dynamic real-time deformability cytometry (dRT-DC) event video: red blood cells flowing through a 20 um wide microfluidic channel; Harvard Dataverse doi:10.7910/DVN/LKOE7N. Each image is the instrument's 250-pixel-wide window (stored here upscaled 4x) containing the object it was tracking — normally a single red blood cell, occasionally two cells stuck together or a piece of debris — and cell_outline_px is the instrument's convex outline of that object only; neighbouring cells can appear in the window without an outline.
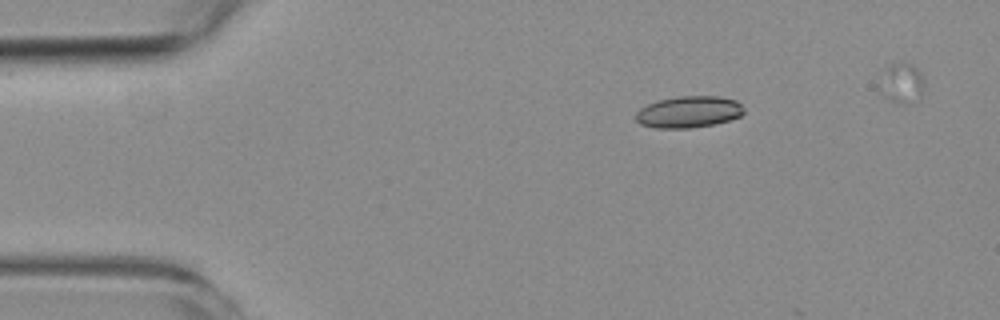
{"species": "common noctule bat (a hibernating species)", "species_latin": "Nyctalus noctula", "temperature_condition": "room temperature", "stored_images_in_passage": 4, "camera_frame_rate_fps": 3000, "um_per_image_px": 0.085, "animal": {"sex": "female", "body_mass_g": 19.3, "forearm_length_mm": 54.1}, "frame": {"image": 1, "passage_image": 1, "time_ms": 0.0, "image_size_px": [1000, 320], "cell_outline_px": [[744, 112], [740, 116], [728, 120], [712, 124], [688, 128], [656, 128], [640, 124], [636, 120], [636, 112], [640, 108], [656, 100], [680, 96], [716, 96], [736, 100], [744, 108]], "centroid_in_image_um": [58.52, 9.5], "position_along_channel_um": 26.5, "area_um2": 19.83}}